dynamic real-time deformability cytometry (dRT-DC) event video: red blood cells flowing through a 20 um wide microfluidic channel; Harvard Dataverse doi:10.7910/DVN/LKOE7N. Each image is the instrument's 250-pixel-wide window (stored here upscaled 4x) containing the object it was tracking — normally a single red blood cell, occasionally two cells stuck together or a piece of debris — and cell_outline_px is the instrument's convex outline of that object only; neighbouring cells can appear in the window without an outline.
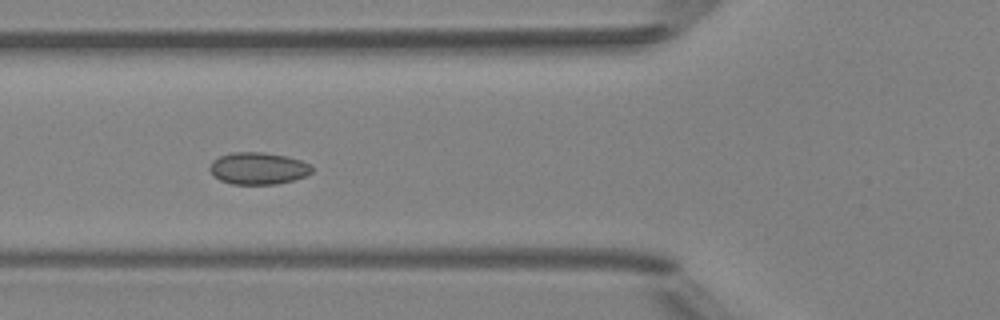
{"species": "Egyptian fruit bat (a non-hibernating species)", "species_latin": "Rousettus aegyptiacus", "temperature_condition": "room temperature", "stored_images_in_passage": 7, "camera_frame_rate_fps": 3000, "um_per_image_px": 0.085, "animal": {"sex": "female"}, "frame": {"image": 1, "passage_image": 5, "time_ms": 4.333, "image_size_px": [1000, 320], "cell_outline_px": [[312, 172], [304, 176], [292, 180], [276, 184], [232, 184], [220, 180], [208, 168], [212, 160], [220, 156], [232, 152], [264, 152], [288, 156], [312, 164]], "centroid_in_image_um": [21.95, 14.3], "position_along_channel_um": 103.8, "area_um2": 19.07}}
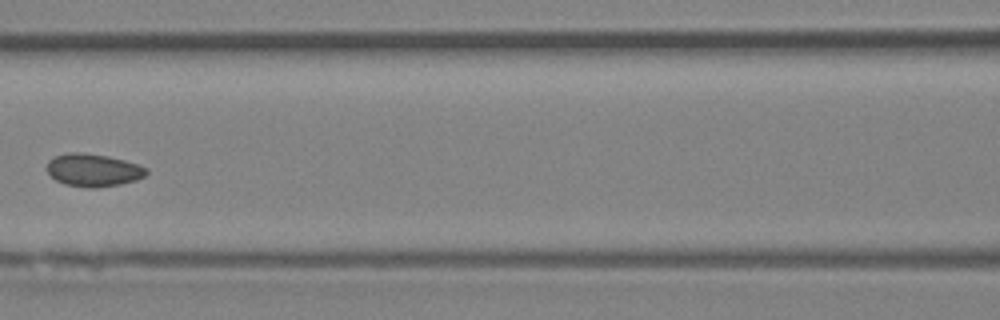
{"frame": {"image": 2, "passage_image": 6, "time_ms": 5.667, "image_size_px": [1000, 320], "cell_outline_px": [[148, 172], [144, 176], [136, 180], [120, 184], [96, 188], [84, 188], [64, 184], [56, 180], [48, 172], [48, 160], [56, 156], [68, 152], [80, 152], [108, 156], [124, 160], [148, 168]], "centroid_in_image_um": [7.93, 14.47], "position_along_channel_um": 158.7, "area_um2": 18.96}}
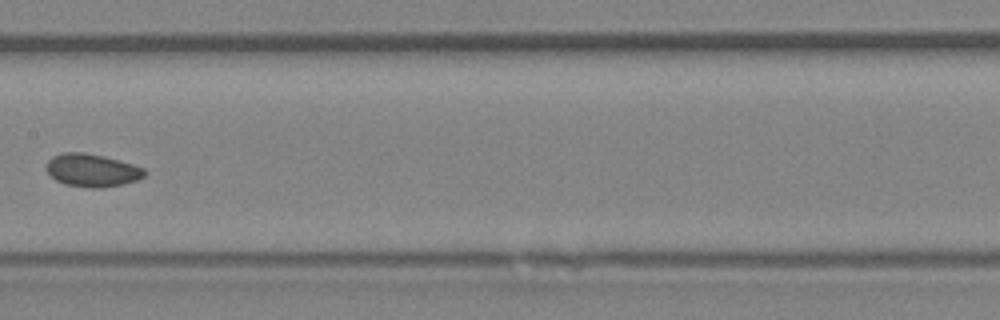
{"frame": {"image": 3, "passage_image": 7, "time_ms": 6.667, "image_size_px": [1000, 320], "cell_outline_px": [[148, 172], [144, 176], [136, 180], [104, 188], [88, 188], [64, 184], [56, 180], [48, 172], [48, 160], [52, 156], [64, 152], [84, 152], [104, 156], [132, 164], [144, 168]], "centroid_in_image_um": [7.84, 14.47], "position_along_channel_um": 199.6, "area_um2": 18.73}}